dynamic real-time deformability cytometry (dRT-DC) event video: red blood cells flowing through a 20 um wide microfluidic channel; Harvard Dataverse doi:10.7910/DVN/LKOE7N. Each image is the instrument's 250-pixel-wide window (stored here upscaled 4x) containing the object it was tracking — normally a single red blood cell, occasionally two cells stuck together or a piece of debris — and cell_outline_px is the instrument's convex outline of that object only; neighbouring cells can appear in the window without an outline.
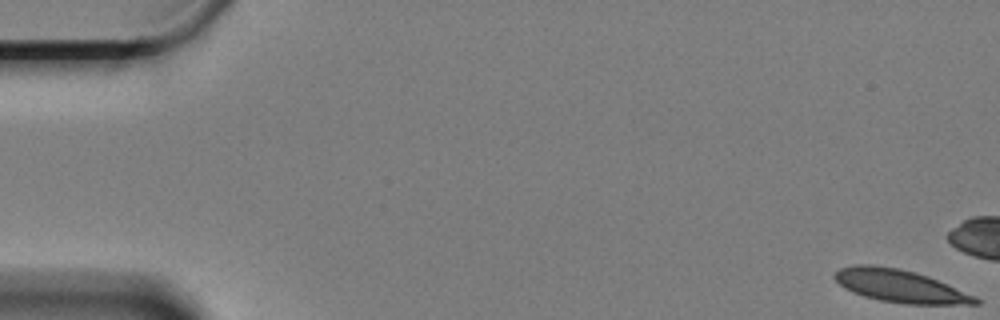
{"species": "Egyptian fruit bat (a non-hibernating species)", "species_latin": "Rousettus aegyptiacus", "temperature_condition": "cold", "stored_images_in_passage": 9, "camera_frame_rate_fps": 3000, "um_per_image_px": 0.085, "animal": {"sex": "female"}, "frame": {"image": 1, "passage_image": 1, "time_ms": 0.0, "image_size_px": [1000, 320], "cell_outline_px": [[980, 304], [904, 304], [880, 300], [864, 296], [852, 292], [844, 288], [832, 276], [840, 268], [856, 264], [872, 264], [900, 268], [916, 272], [928, 276], [976, 296], [980, 300]], "centroid_in_image_um": [76.5, 24.3], "position_along_channel_um": 8.5, "area_um2": 26.88}}